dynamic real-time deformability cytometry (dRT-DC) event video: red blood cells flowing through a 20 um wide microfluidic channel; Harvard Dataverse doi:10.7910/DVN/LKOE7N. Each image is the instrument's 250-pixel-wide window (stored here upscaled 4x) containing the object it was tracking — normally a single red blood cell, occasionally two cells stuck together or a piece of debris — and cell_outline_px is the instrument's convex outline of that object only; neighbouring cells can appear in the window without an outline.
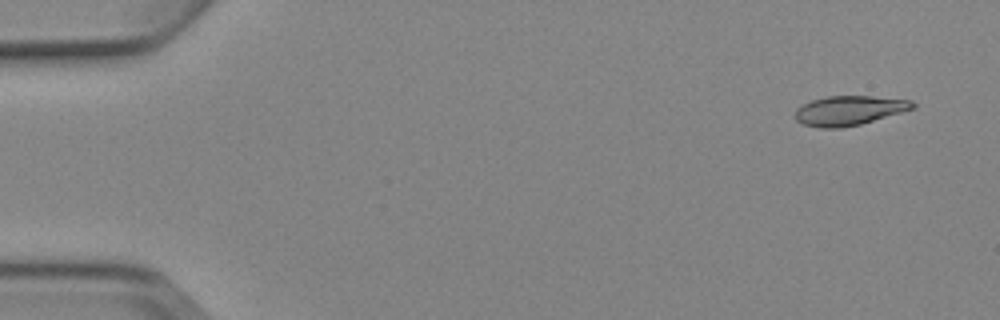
{"species": "Egyptian fruit bat (a non-hibernating species)", "species_latin": "Rousettus aegyptiacus", "temperature_condition": "cold", "stored_images_in_passage": 5, "segment_of_instrument_passage": [1, 2], "camera_frame_rate_fps": 3000, "um_per_image_px": 0.085, "animal": {"sex": "female"}, "frame": {"image": 1, "passage_image": 1, "time_ms": 0.0, "image_size_px": [1000, 320], "cell_outline_px": [[916, 108], [860, 124], [840, 128], [820, 128], [804, 124], [796, 120], [796, 108], [812, 100], [828, 96], [872, 96], [912, 100], [916, 104]], "centroid_in_image_um": [72.21, 9.39], "position_along_channel_um": 12.8, "area_um2": 20.11}}